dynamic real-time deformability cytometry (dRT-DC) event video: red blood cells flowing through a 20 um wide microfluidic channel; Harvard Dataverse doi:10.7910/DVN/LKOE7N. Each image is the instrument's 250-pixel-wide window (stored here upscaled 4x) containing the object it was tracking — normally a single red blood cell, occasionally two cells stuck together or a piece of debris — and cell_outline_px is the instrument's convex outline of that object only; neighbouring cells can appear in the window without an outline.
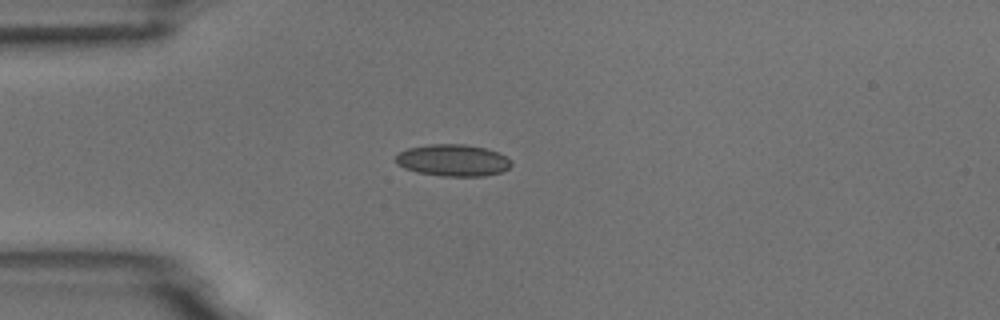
{"species": "common noctule bat (a hibernating species)", "species_latin": "Nyctalus noctula", "temperature_condition": "room temperature", "stored_images_in_passage": 1, "camera_frame_rate_fps": 3000, "um_per_image_px": 0.085, "animal": {"sex": "male", "body_mass_g": 18.8}, "frame": {"image": 1, "passage_image": 1, "time_ms": 0.0, "image_size_px": [1000, 320], "cell_outline_px": [[512, 164], [508, 168], [500, 172], [484, 176], [440, 176], [416, 172], [404, 168], [396, 160], [396, 156], [400, 152], [408, 148], [432, 144], [464, 144], [484, 148], [496, 152], [512, 160]], "centroid_in_image_um": [38.5, 13.63], "position_along_channel_um": 46.5, "area_um2": 21.21}}